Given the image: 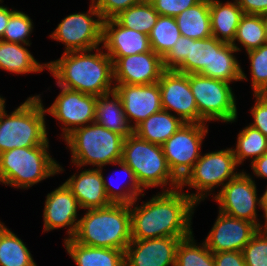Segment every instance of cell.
<instances>
[{"label": "cell", "mask_w": 267, "mask_h": 266, "mask_svg": "<svg viewBox=\"0 0 267 266\" xmlns=\"http://www.w3.org/2000/svg\"><path fill=\"white\" fill-rule=\"evenodd\" d=\"M138 199L130 204L132 240L193 234L192 216L198 205L181 188L157 192L141 205Z\"/></svg>", "instance_id": "1"}, {"label": "cell", "mask_w": 267, "mask_h": 266, "mask_svg": "<svg viewBox=\"0 0 267 266\" xmlns=\"http://www.w3.org/2000/svg\"><path fill=\"white\" fill-rule=\"evenodd\" d=\"M56 85L94 96L114 91L113 61L103 47L71 51L47 62Z\"/></svg>", "instance_id": "2"}, {"label": "cell", "mask_w": 267, "mask_h": 266, "mask_svg": "<svg viewBox=\"0 0 267 266\" xmlns=\"http://www.w3.org/2000/svg\"><path fill=\"white\" fill-rule=\"evenodd\" d=\"M84 211L73 237L76 242L125 251L132 240L130 205L112 203Z\"/></svg>", "instance_id": "3"}, {"label": "cell", "mask_w": 267, "mask_h": 266, "mask_svg": "<svg viewBox=\"0 0 267 266\" xmlns=\"http://www.w3.org/2000/svg\"><path fill=\"white\" fill-rule=\"evenodd\" d=\"M49 139L35 147H18L0 154V183L28 190L43 180L64 172L49 153Z\"/></svg>", "instance_id": "4"}, {"label": "cell", "mask_w": 267, "mask_h": 266, "mask_svg": "<svg viewBox=\"0 0 267 266\" xmlns=\"http://www.w3.org/2000/svg\"><path fill=\"white\" fill-rule=\"evenodd\" d=\"M41 94L31 95L14 111L0 113V154L24 147L43 145L49 138Z\"/></svg>", "instance_id": "5"}, {"label": "cell", "mask_w": 267, "mask_h": 266, "mask_svg": "<svg viewBox=\"0 0 267 266\" xmlns=\"http://www.w3.org/2000/svg\"><path fill=\"white\" fill-rule=\"evenodd\" d=\"M121 161L133 170L144 191L155 187L162 191L180 188V181L170 170L162 145L150 143L132 133L124 138Z\"/></svg>", "instance_id": "6"}, {"label": "cell", "mask_w": 267, "mask_h": 266, "mask_svg": "<svg viewBox=\"0 0 267 266\" xmlns=\"http://www.w3.org/2000/svg\"><path fill=\"white\" fill-rule=\"evenodd\" d=\"M63 141L77 170L88 165L99 169L121 161L124 137L95 122L75 129Z\"/></svg>", "instance_id": "7"}, {"label": "cell", "mask_w": 267, "mask_h": 266, "mask_svg": "<svg viewBox=\"0 0 267 266\" xmlns=\"http://www.w3.org/2000/svg\"><path fill=\"white\" fill-rule=\"evenodd\" d=\"M237 167L240 166L236 162L232 147L211 151L204 155L201 153L192 170L180 182V188L199 205L209 196L213 195V198L216 188L221 189L228 181L235 178L240 173L236 171ZM185 186L188 190L195 189V193H187L183 189Z\"/></svg>", "instance_id": "8"}, {"label": "cell", "mask_w": 267, "mask_h": 266, "mask_svg": "<svg viewBox=\"0 0 267 266\" xmlns=\"http://www.w3.org/2000/svg\"><path fill=\"white\" fill-rule=\"evenodd\" d=\"M189 85L198 108V123L236 122L237 99L230 83L201 74H189Z\"/></svg>", "instance_id": "9"}, {"label": "cell", "mask_w": 267, "mask_h": 266, "mask_svg": "<svg viewBox=\"0 0 267 266\" xmlns=\"http://www.w3.org/2000/svg\"><path fill=\"white\" fill-rule=\"evenodd\" d=\"M103 21L95 3L90 0L86 12L64 17L49 37L65 46L64 53L95 49L102 46Z\"/></svg>", "instance_id": "10"}, {"label": "cell", "mask_w": 267, "mask_h": 266, "mask_svg": "<svg viewBox=\"0 0 267 266\" xmlns=\"http://www.w3.org/2000/svg\"><path fill=\"white\" fill-rule=\"evenodd\" d=\"M257 193L255 180L242 169L235 178L215 193L213 200L219 205L218 211L233 218L250 221L261 229L267 227V224H261L263 221L258 219L261 201Z\"/></svg>", "instance_id": "11"}, {"label": "cell", "mask_w": 267, "mask_h": 266, "mask_svg": "<svg viewBox=\"0 0 267 266\" xmlns=\"http://www.w3.org/2000/svg\"><path fill=\"white\" fill-rule=\"evenodd\" d=\"M208 126L207 123H184L162 144L168 166L180 182L200 158Z\"/></svg>", "instance_id": "12"}, {"label": "cell", "mask_w": 267, "mask_h": 266, "mask_svg": "<svg viewBox=\"0 0 267 266\" xmlns=\"http://www.w3.org/2000/svg\"><path fill=\"white\" fill-rule=\"evenodd\" d=\"M58 87L59 94L45 111L58 121L64 140L75 129L94 123L97 96Z\"/></svg>", "instance_id": "13"}, {"label": "cell", "mask_w": 267, "mask_h": 266, "mask_svg": "<svg viewBox=\"0 0 267 266\" xmlns=\"http://www.w3.org/2000/svg\"><path fill=\"white\" fill-rule=\"evenodd\" d=\"M158 84L163 110L179 117L184 123H198V108L189 85V74L165 70Z\"/></svg>", "instance_id": "14"}, {"label": "cell", "mask_w": 267, "mask_h": 266, "mask_svg": "<svg viewBox=\"0 0 267 266\" xmlns=\"http://www.w3.org/2000/svg\"><path fill=\"white\" fill-rule=\"evenodd\" d=\"M43 209V232L67 228V236L63 240L72 239L76 233L81 209L72 191L63 184L46 195Z\"/></svg>", "instance_id": "15"}, {"label": "cell", "mask_w": 267, "mask_h": 266, "mask_svg": "<svg viewBox=\"0 0 267 266\" xmlns=\"http://www.w3.org/2000/svg\"><path fill=\"white\" fill-rule=\"evenodd\" d=\"M110 58L113 61L114 84L145 85L157 83L165 71L163 58L153 50Z\"/></svg>", "instance_id": "16"}, {"label": "cell", "mask_w": 267, "mask_h": 266, "mask_svg": "<svg viewBox=\"0 0 267 266\" xmlns=\"http://www.w3.org/2000/svg\"><path fill=\"white\" fill-rule=\"evenodd\" d=\"M217 218L203 240L212 252H242L259 228L252 222L230 217L218 211Z\"/></svg>", "instance_id": "17"}, {"label": "cell", "mask_w": 267, "mask_h": 266, "mask_svg": "<svg viewBox=\"0 0 267 266\" xmlns=\"http://www.w3.org/2000/svg\"><path fill=\"white\" fill-rule=\"evenodd\" d=\"M130 126L134 129L152 114L162 110L159 84H114Z\"/></svg>", "instance_id": "18"}, {"label": "cell", "mask_w": 267, "mask_h": 266, "mask_svg": "<svg viewBox=\"0 0 267 266\" xmlns=\"http://www.w3.org/2000/svg\"><path fill=\"white\" fill-rule=\"evenodd\" d=\"M185 238L131 240L124 251L125 266H175L178 244Z\"/></svg>", "instance_id": "19"}, {"label": "cell", "mask_w": 267, "mask_h": 266, "mask_svg": "<svg viewBox=\"0 0 267 266\" xmlns=\"http://www.w3.org/2000/svg\"><path fill=\"white\" fill-rule=\"evenodd\" d=\"M102 47L109 57H123L149 52V36L125 28L114 18L103 21Z\"/></svg>", "instance_id": "20"}, {"label": "cell", "mask_w": 267, "mask_h": 266, "mask_svg": "<svg viewBox=\"0 0 267 266\" xmlns=\"http://www.w3.org/2000/svg\"><path fill=\"white\" fill-rule=\"evenodd\" d=\"M64 183L72 191L82 210L104 208L112 204L105 192L101 168L74 173Z\"/></svg>", "instance_id": "21"}, {"label": "cell", "mask_w": 267, "mask_h": 266, "mask_svg": "<svg viewBox=\"0 0 267 266\" xmlns=\"http://www.w3.org/2000/svg\"><path fill=\"white\" fill-rule=\"evenodd\" d=\"M238 51L230 44L217 40L213 37V59L211 60V70H202L199 74L219 79L228 83L237 81H248L241 63L236 55ZM235 54V55H234Z\"/></svg>", "instance_id": "22"}, {"label": "cell", "mask_w": 267, "mask_h": 266, "mask_svg": "<svg viewBox=\"0 0 267 266\" xmlns=\"http://www.w3.org/2000/svg\"><path fill=\"white\" fill-rule=\"evenodd\" d=\"M232 1L209 0L212 36L230 44L235 38L240 19L244 15L238 2Z\"/></svg>", "instance_id": "23"}, {"label": "cell", "mask_w": 267, "mask_h": 266, "mask_svg": "<svg viewBox=\"0 0 267 266\" xmlns=\"http://www.w3.org/2000/svg\"><path fill=\"white\" fill-rule=\"evenodd\" d=\"M64 246L77 266H125L123 250L90 247L73 238L64 240Z\"/></svg>", "instance_id": "24"}, {"label": "cell", "mask_w": 267, "mask_h": 266, "mask_svg": "<svg viewBox=\"0 0 267 266\" xmlns=\"http://www.w3.org/2000/svg\"><path fill=\"white\" fill-rule=\"evenodd\" d=\"M95 123L110 131L119 133L124 138L133 133L120 97L115 91L97 96Z\"/></svg>", "instance_id": "25"}, {"label": "cell", "mask_w": 267, "mask_h": 266, "mask_svg": "<svg viewBox=\"0 0 267 266\" xmlns=\"http://www.w3.org/2000/svg\"><path fill=\"white\" fill-rule=\"evenodd\" d=\"M30 46L0 40V69L16 75L45 71L47 63L38 62L27 48Z\"/></svg>", "instance_id": "26"}, {"label": "cell", "mask_w": 267, "mask_h": 266, "mask_svg": "<svg viewBox=\"0 0 267 266\" xmlns=\"http://www.w3.org/2000/svg\"><path fill=\"white\" fill-rule=\"evenodd\" d=\"M183 124L179 117L162 109L138 124L133 133L150 143L162 145Z\"/></svg>", "instance_id": "27"}, {"label": "cell", "mask_w": 267, "mask_h": 266, "mask_svg": "<svg viewBox=\"0 0 267 266\" xmlns=\"http://www.w3.org/2000/svg\"><path fill=\"white\" fill-rule=\"evenodd\" d=\"M181 36L204 39L212 36L209 0H201L175 17Z\"/></svg>", "instance_id": "28"}, {"label": "cell", "mask_w": 267, "mask_h": 266, "mask_svg": "<svg viewBox=\"0 0 267 266\" xmlns=\"http://www.w3.org/2000/svg\"><path fill=\"white\" fill-rule=\"evenodd\" d=\"M0 266H37L30 249L0 220Z\"/></svg>", "instance_id": "29"}, {"label": "cell", "mask_w": 267, "mask_h": 266, "mask_svg": "<svg viewBox=\"0 0 267 266\" xmlns=\"http://www.w3.org/2000/svg\"><path fill=\"white\" fill-rule=\"evenodd\" d=\"M265 43L267 41L262 15L244 14L240 19L235 38L231 44L238 52L242 51V47L247 52L259 48Z\"/></svg>", "instance_id": "30"}, {"label": "cell", "mask_w": 267, "mask_h": 266, "mask_svg": "<svg viewBox=\"0 0 267 266\" xmlns=\"http://www.w3.org/2000/svg\"><path fill=\"white\" fill-rule=\"evenodd\" d=\"M236 139V145L232 150L239 166L244 165L246 159L249 158L252 163L267 152V137L251 125L242 128Z\"/></svg>", "instance_id": "31"}, {"label": "cell", "mask_w": 267, "mask_h": 266, "mask_svg": "<svg viewBox=\"0 0 267 266\" xmlns=\"http://www.w3.org/2000/svg\"><path fill=\"white\" fill-rule=\"evenodd\" d=\"M113 165L117 167L119 166L121 168V171L126 173L125 175H127L126 179H128V181L125 180L126 184L123 183L124 185L121 184V187L119 185L116 187L112 183L113 181L111 182L107 180L108 177L104 176L103 173L104 167L101 168V174L103 177L105 192L110 202L114 204L130 205L135 199L139 198L140 196L144 197L145 196L144 190L140 187L139 183L137 182L133 170L122 161L115 162Z\"/></svg>", "instance_id": "32"}, {"label": "cell", "mask_w": 267, "mask_h": 266, "mask_svg": "<svg viewBox=\"0 0 267 266\" xmlns=\"http://www.w3.org/2000/svg\"><path fill=\"white\" fill-rule=\"evenodd\" d=\"M158 17L159 14L152 3L149 0H143L122 11L114 19L125 28L149 35Z\"/></svg>", "instance_id": "33"}, {"label": "cell", "mask_w": 267, "mask_h": 266, "mask_svg": "<svg viewBox=\"0 0 267 266\" xmlns=\"http://www.w3.org/2000/svg\"><path fill=\"white\" fill-rule=\"evenodd\" d=\"M213 59V36L204 39L189 38L186 59L175 69L185 74H199L202 70H211Z\"/></svg>", "instance_id": "34"}, {"label": "cell", "mask_w": 267, "mask_h": 266, "mask_svg": "<svg viewBox=\"0 0 267 266\" xmlns=\"http://www.w3.org/2000/svg\"><path fill=\"white\" fill-rule=\"evenodd\" d=\"M150 48L164 58L181 36L175 17L159 15L149 33Z\"/></svg>", "instance_id": "35"}, {"label": "cell", "mask_w": 267, "mask_h": 266, "mask_svg": "<svg viewBox=\"0 0 267 266\" xmlns=\"http://www.w3.org/2000/svg\"><path fill=\"white\" fill-rule=\"evenodd\" d=\"M194 234L182 239L176 250L175 266H215L213 253L206 244H197Z\"/></svg>", "instance_id": "36"}, {"label": "cell", "mask_w": 267, "mask_h": 266, "mask_svg": "<svg viewBox=\"0 0 267 266\" xmlns=\"http://www.w3.org/2000/svg\"><path fill=\"white\" fill-rule=\"evenodd\" d=\"M253 94H267V43L246 52Z\"/></svg>", "instance_id": "37"}, {"label": "cell", "mask_w": 267, "mask_h": 266, "mask_svg": "<svg viewBox=\"0 0 267 266\" xmlns=\"http://www.w3.org/2000/svg\"><path fill=\"white\" fill-rule=\"evenodd\" d=\"M33 20L28 14L16 10L11 16L3 34L2 41L31 45V33L33 32Z\"/></svg>", "instance_id": "38"}, {"label": "cell", "mask_w": 267, "mask_h": 266, "mask_svg": "<svg viewBox=\"0 0 267 266\" xmlns=\"http://www.w3.org/2000/svg\"><path fill=\"white\" fill-rule=\"evenodd\" d=\"M246 266H267V227L259 229L242 249Z\"/></svg>", "instance_id": "39"}, {"label": "cell", "mask_w": 267, "mask_h": 266, "mask_svg": "<svg viewBox=\"0 0 267 266\" xmlns=\"http://www.w3.org/2000/svg\"><path fill=\"white\" fill-rule=\"evenodd\" d=\"M159 15L176 17L187 8L195 6L201 0H149Z\"/></svg>", "instance_id": "40"}, {"label": "cell", "mask_w": 267, "mask_h": 266, "mask_svg": "<svg viewBox=\"0 0 267 266\" xmlns=\"http://www.w3.org/2000/svg\"><path fill=\"white\" fill-rule=\"evenodd\" d=\"M103 20L112 19L122 11L143 0H92Z\"/></svg>", "instance_id": "41"}, {"label": "cell", "mask_w": 267, "mask_h": 266, "mask_svg": "<svg viewBox=\"0 0 267 266\" xmlns=\"http://www.w3.org/2000/svg\"><path fill=\"white\" fill-rule=\"evenodd\" d=\"M253 97L256 100L250 110L253 121L249 125L267 137V94H253Z\"/></svg>", "instance_id": "42"}, {"label": "cell", "mask_w": 267, "mask_h": 266, "mask_svg": "<svg viewBox=\"0 0 267 266\" xmlns=\"http://www.w3.org/2000/svg\"><path fill=\"white\" fill-rule=\"evenodd\" d=\"M189 38L180 36L173 48L163 58L165 70H175L187 57Z\"/></svg>", "instance_id": "43"}, {"label": "cell", "mask_w": 267, "mask_h": 266, "mask_svg": "<svg viewBox=\"0 0 267 266\" xmlns=\"http://www.w3.org/2000/svg\"><path fill=\"white\" fill-rule=\"evenodd\" d=\"M215 266H246L243 254L239 251L213 253Z\"/></svg>", "instance_id": "44"}, {"label": "cell", "mask_w": 267, "mask_h": 266, "mask_svg": "<svg viewBox=\"0 0 267 266\" xmlns=\"http://www.w3.org/2000/svg\"><path fill=\"white\" fill-rule=\"evenodd\" d=\"M244 14L264 15L267 13V0H236Z\"/></svg>", "instance_id": "45"}, {"label": "cell", "mask_w": 267, "mask_h": 266, "mask_svg": "<svg viewBox=\"0 0 267 266\" xmlns=\"http://www.w3.org/2000/svg\"><path fill=\"white\" fill-rule=\"evenodd\" d=\"M250 167L252 169L251 178H263L267 179V152L260 156L259 158L255 159L252 163H250Z\"/></svg>", "instance_id": "46"}, {"label": "cell", "mask_w": 267, "mask_h": 266, "mask_svg": "<svg viewBox=\"0 0 267 266\" xmlns=\"http://www.w3.org/2000/svg\"><path fill=\"white\" fill-rule=\"evenodd\" d=\"M3 2V0H0V40L3 38L10 16L17 10L15 8L9 9L7 5H2Z\"/></svg>", "instance_id": "47"}, {"label": "cell", "mask_w": 267, "mask_h": 266, "mask_svg": "<svg viewBox=\"0 0 267 266\" xmlns=\"http://www.w3.org/2000/svg\"><path fill=\"white\" fill-rule=\"evenodd\" d=\"M261 201V211H263L262 217L264 218V224H267V187L265 188V191L260 196Z\"/></svg>", "instance_id": "48"}, {"label": "cell", "mask_w": 267, "mask_h": 266, "mask_svg": "<svg viewBox=\"0 0 267 266\" xmlns=\"http://www.w3.org/2000/svg\"><path fill=\"white\" fill-rule=\"evenodd\" d=\"M6 108V99L0 95V113H2Z\"/></svg>", "instance_id": "49"}, {"label": "cell", "mask_w": 267, "mask_h": 266, "mask_svg": "<svg viewBox=\"0 0 267 266\" xmlns=\"http://www.w3.org/2000/svg\"><path fill=\"white\" fill-rule=\"evenodd\" d=\"M264 20L265 32H266V41H267V13L262 15Z\"/></svg>", "instance_id": "50"}]
</instances>
